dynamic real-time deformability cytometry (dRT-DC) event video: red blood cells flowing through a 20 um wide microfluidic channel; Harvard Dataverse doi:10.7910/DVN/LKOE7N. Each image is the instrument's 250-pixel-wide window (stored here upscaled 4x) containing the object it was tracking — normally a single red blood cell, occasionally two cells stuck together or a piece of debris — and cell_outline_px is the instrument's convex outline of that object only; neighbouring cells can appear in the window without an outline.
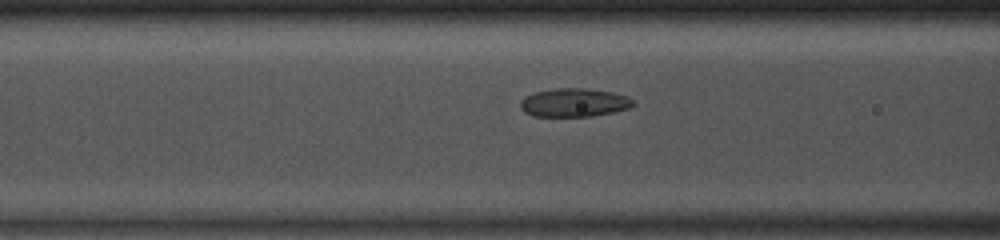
{"species": "common noctule bat (a hibernating species)", "species_latin": "Nyctalus noctula", "temperature_condition": "room temperature", "stored_images_in_passage": 47, "camera_frame_rate_fps": 3000, "um_per_image_px": 0.085, "animal": {"sex": "male", "body_mass_g": 13.0, "forearm_length_mm": 53.1}, "frame": {"image": 1, "passage_image": 18, "time_ms": 5.667, "image_size_px": [1000, 240], "cell_outline_px": [[636, 104], [628, 108], [612, 112], [592, 116], [532, 116], [524, 112], [520, 108], [520, 100], [524, 96], [536, 92], [552, 88], [588, 88], [612, 92], [628, 96]], "centroid_in_image_um": [48.77, 8.71], "position_along_channel_um": 117.8, "area_um2": 18.84}}
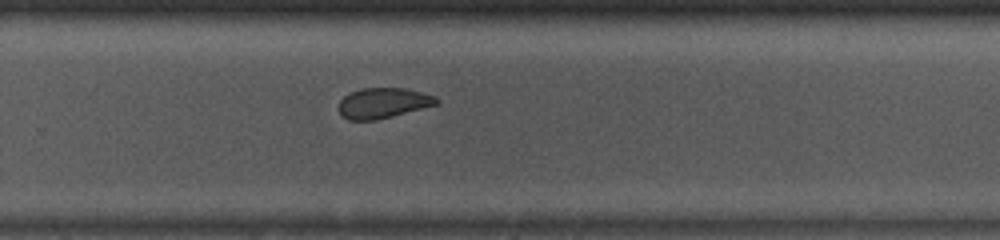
{"frame": {"image": 2, "passage_image": 31, "time_ms": 10.0, "image_size_px": [1000, 240], "cell_outline_px": [[440, 104], [376, 120], [348, 120], [340, 116], [336, 108], [340, 100], [344, 96], [360, 88], [408, 88], [424, 92], [436, 96], [440, 100]], "centroid_in_image_um": [32.57, 8.76], "position_along_channel_um": 297.2, "area_um2": 17.74}}
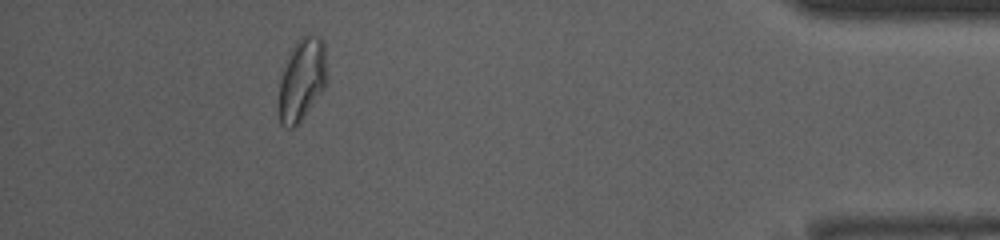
{"frame": {"image": 3, "passage_image": 43, "time_ms": 14.0, "image_size_px": [1000, 240], "cell_outline_px": [[324, 84], [320, 92], [300, 120], [292, 128], [288, 128], [280, 124], [280, 68], [296, 40], [300, 36], [316, 36], [324, 40]], "centroid_in_image_um": [25.59, 6.7], "position_along_channel_um": 409.6, "area_um2": 22.31}, "authors_computed_cell_mechanics": {"area_um2": 19.5942, "velocity_mm_per_s": 4.142, "shape_relaxation_time_tau1_ms": 5.4541, "shape_relaxation_time_tau2_ms": 0.8128, "deformation_change_tau1": 0.1144, "deformation_change_tau2": 0.0441}}